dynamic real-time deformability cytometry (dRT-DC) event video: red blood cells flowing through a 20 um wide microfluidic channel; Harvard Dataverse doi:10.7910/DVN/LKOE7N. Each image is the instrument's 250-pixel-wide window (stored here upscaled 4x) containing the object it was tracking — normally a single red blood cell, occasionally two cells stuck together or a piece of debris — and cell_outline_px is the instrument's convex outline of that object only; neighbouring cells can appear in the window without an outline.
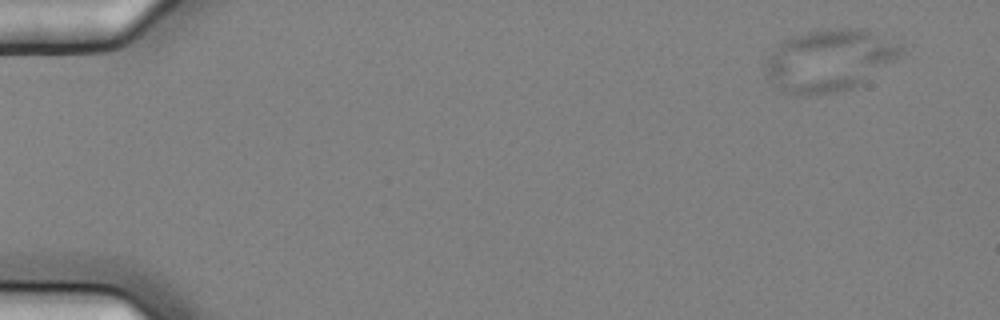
{"species": "common noctule bat (a hibernating species)", "species_latin": "Nyctalus noctula", "temperature_condition": "cold", "stored_images_in_passage": 4, "camera_frame_rate_fps": 3000, "um_per_image_px": 0.085, "animal": {"sex": "female", "body_mass_g": 25.1}, "frame": {"image": 1, "passage_image": 1, "time_ms": 0.0, "image_size_px": [1000, 320], "cell_outline_px": [[904, 52], [900, 56], [860, 84], [852, 88], [812, 96], [804, 96], [784, 92], [772, 84], [764, 76], [764, 64], [768, 56], [784, 40], [792, 36], [804, 32], [836, 28], [860, 28], [900, 44], [904, 48]], "centroid_in_image_um": [70.43, 5.14], "position_along_channel_um": 14.6, "area_um2": 48.78}}